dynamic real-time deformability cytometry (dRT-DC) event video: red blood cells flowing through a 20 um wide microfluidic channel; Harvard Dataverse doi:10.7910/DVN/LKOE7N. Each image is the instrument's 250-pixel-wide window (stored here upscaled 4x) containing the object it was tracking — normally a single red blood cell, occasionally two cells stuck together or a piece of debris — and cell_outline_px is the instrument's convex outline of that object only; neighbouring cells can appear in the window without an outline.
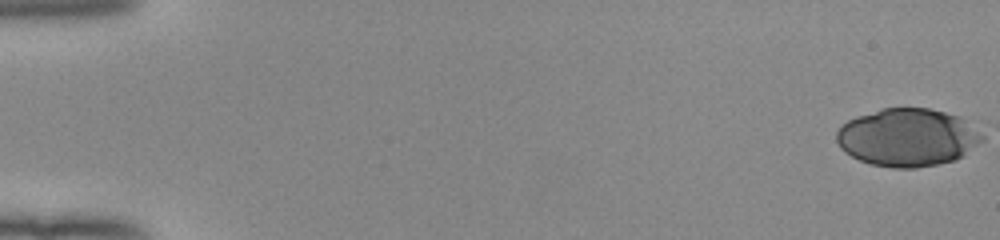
{"species": "human", "species_latin": "Homo sapiens", "temperature_condition": "room temperature", "stored_images_in_passage": 53, "camera_frame_rate_fps": 3000, "um_per_image_px": 0.085, "donor": {"sex": "female"}, "frame": {"image": 1, "passage_image": 1, "time_ms": 0.0, "image_size_px": [1000, 240], "cell_outline_px": [[984, 140], [964, 156], [956, 160], [916, 168], [892, 168], [868, 164], [844, 152], [840, 148], [836, 140], [836, 132], [848, 120], [856, 116], [884, 108], [928, 108], [960, 116], [984, 136]], "centroid_in_image_um": [77.14, 11.69], "position_along_channel_um": 7.9, "area_um2": 49.25}}
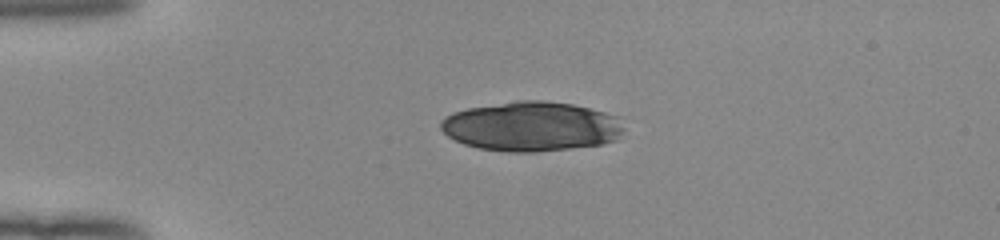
{"frame": {"image": 2, "passage_image": 14, "time_ms": 4.333, "image_size_px": [1000, 240], "cell_outline_px": [[624, 132], [616, 140], [600, 144], [572, 148], [536, 152], [504, 152], [480, 148], [464, 144], [448, 136], [440, 128], [440, 120], [444, 116], [452, 112], [468, 108], [520, 100], [544, 100], [572, 104], [620, 116], [624, 128]], "centroid_in_image_um": [45.18, 10.75], "position_along_channel_um": 39.8, "area_um2": 53.23}}